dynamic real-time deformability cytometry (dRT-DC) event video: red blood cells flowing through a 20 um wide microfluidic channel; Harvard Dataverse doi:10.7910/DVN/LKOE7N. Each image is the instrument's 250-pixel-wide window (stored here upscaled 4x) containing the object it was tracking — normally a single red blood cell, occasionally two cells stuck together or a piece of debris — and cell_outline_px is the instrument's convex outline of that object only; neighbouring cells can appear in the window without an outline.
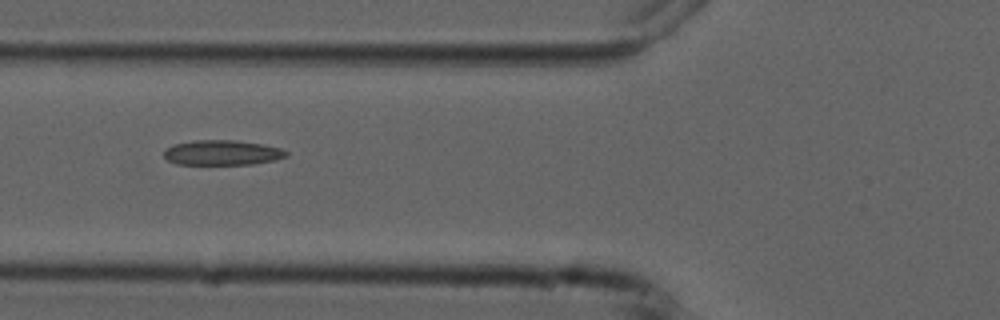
{"species": "common noctule bat (a hibernating species)", "species_latin": "Nyctalus noctula", "temperature_condition": "cold", "stored_images_in_passage": 10, "camera_frame_rate_fps": 3000, "um_per_image_px": 0.085, "animal": {"sex": "male", "forearm_length_mm": 52.5}, "frame": {"image": 1, "passage_image": 5, "time_ms": 4.667, "image_size_px": [1000, 320], "cell_outline_px": [[288, 156], [276, 160], [252, 164], [176, 164], [168, 160], [164, 156], [164, 148], [172, 144], [196, 140], [236, 140], [260, 144], [280, 148], [288, 152]], "centroid_in_image_um": [18.86, 12.97], "position_along_channel_um": 106.9, "area_um2": 17.86}}
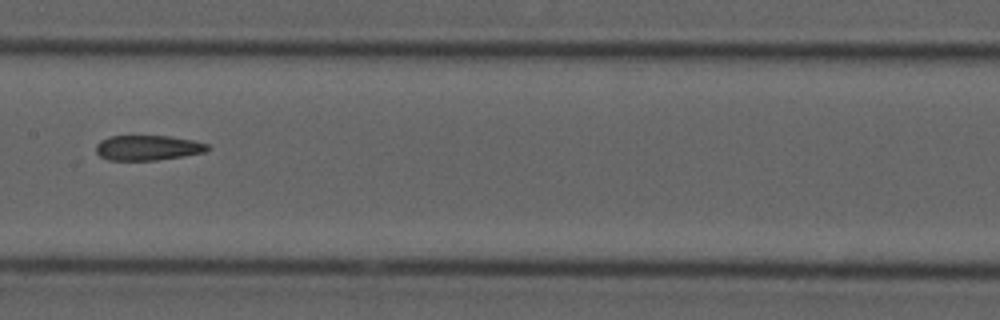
{"frame": {"image": 2, "passage_image": 7, "time_ms": 7.0, "image_size_px": [1000, 320], "cell_outline_px": [[212, 148], [204, 152], [184, 156], [156, 160], [108, 160], [100, 156], [96, 152], [96, 144], [100, 140], [108, 136], [168, 136], [192, 140], [208, 144]], "centroid_in_image_um": [12.55, 12.56], "position_along_channel_um": 194.8, "area_um2": 16.36}}
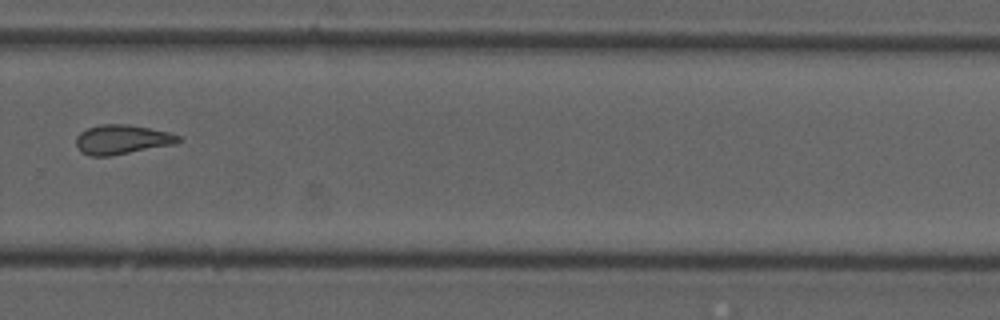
{"frame": {"image": 3, "passage_image": 10, "time_ms": 10.333, "image_size_px": [1000, 320], "cell_outline_px": [[180, 140], [176, 144], [112, 156], [88, 156], [80, 152], [76, 144], [76, 136], [80, 132], [88, 128], [100, 124], [128, 124], [168, 132], [180, 136]], "centroid_in_image_um": [10.34, 11.87], "position_along_channel_um": 319.5, "area_um2": 17.69}}